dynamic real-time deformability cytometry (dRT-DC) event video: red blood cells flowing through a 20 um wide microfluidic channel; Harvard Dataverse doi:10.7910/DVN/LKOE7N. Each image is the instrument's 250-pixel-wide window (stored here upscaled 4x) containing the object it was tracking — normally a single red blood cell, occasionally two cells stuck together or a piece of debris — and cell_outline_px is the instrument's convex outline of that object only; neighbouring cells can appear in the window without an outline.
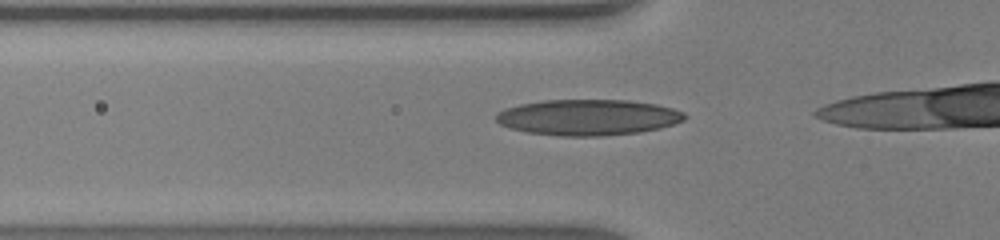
{"species": "human", "species_latin": "Homo sapiens", "temperature_condition": "warm", "stored_images_in_passage": 14, "camera_frame_rate_fps": 3000, "um_per_image_px": 0.085, "donor": {"sex": "male"}, "frame": {"image": 1, "passage_image": 9, "time_ms": 2.667, "image_size_px": [1000, 240], "cell_outline_px": [[688, 116], [684, 120], [660, 128], [640, 132], [604, 136], [560, 136], [528, 132], [508, 128], [500, 124], [496, 120], [496, 112], [504, 108], [520, 104], [544, 100], [628, 100], [656, 104], [672, 108], [684, 112]], "centroid_in_image_um": [49.97, 9.97], "position_along_channel_um": 75.8, "area_um2": 39.65}}
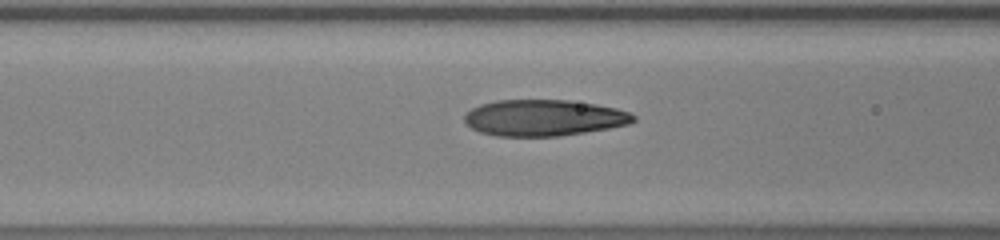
{"frame": {"image": 2, "passage_image": 12, "time_ms": 3.667, "image_size_px": [1000, 240], "cell_outline_px": [[636, 120], [628, 124], [608, 128], [560, 136], [496, 136], [480, 132], [472, 128], [464, 120], [464, 116], [472, 108], [480, 104], [496, 100], [568, 100], [596, 104], [616, 108], [632, 112], [636, 116]], "centroid_in_image_um": [46.24, 10.01], "position_along_channel_um": 120.4, "area_um2": 35.72}}